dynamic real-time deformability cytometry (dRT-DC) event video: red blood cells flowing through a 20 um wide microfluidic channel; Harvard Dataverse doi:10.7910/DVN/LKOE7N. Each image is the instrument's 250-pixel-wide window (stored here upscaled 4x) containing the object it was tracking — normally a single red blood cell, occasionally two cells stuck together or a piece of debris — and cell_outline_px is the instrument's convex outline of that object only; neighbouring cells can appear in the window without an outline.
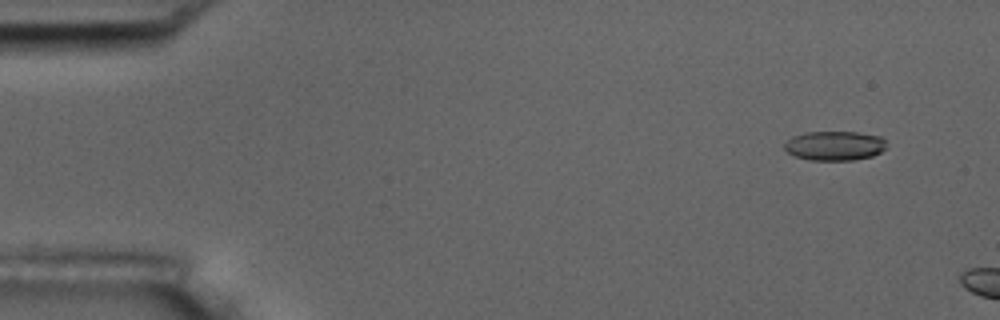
{"species": "common noctule bat (a hibernating species)", "species_latin": "Nyctalus noctula", "temperature_condition": "room temperature", "stored_images_in_passage": 3, "camera_frame_rate_fps": 3000, "um_per_image_px": 0.085, "animal": {"sex": "male", "body_mass_g": 17.5, "forearm_length_mm": 52.3}, "frame": {"image": 1, "passage_image": 2, "time_ms": 1.0, "image_size_px": [1000, 320], "cell_outline_px": [[888, 148], [872, 156], [852, 160], [808, 160], [796, 156], [788, 152], [784, 148], [784, 144], [792, 136], [808, 132], [856, 132], [880, 136], [884, 140]], "centroid_in_image_um": [70.96, 12.39], "position_along_channel_um": 14.0, "area_um2": 17.46}}